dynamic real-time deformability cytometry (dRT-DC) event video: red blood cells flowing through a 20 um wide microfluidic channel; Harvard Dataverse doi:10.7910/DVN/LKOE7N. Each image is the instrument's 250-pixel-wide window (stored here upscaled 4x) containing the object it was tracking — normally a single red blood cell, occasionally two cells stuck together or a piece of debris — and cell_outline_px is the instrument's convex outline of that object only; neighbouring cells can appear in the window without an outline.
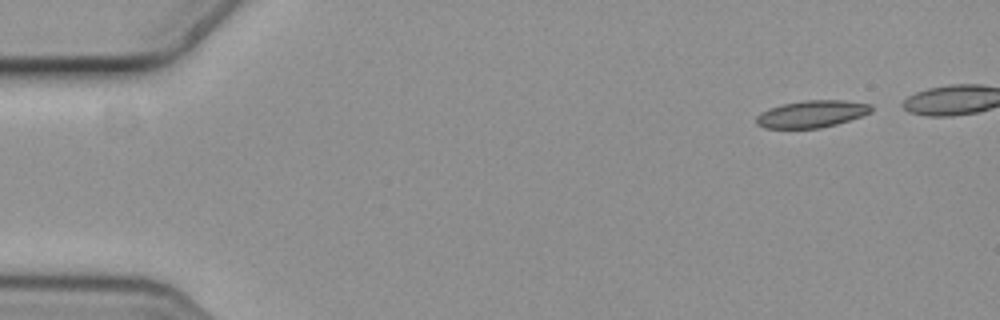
{"species": "common noctule bat (a hibernating species)", "species_latin": "Nyctalus noctula", "temperature_condition": "cold", "stored_images_in_passage": 6, "segment_of_instrument_passage": [1, 2], "camera_frame_rate_fps": 3000, "um_per_image_px": 0.085, "animal": {"sex": "female", "body_mass_g": 19.3, "forearm_length_mm": 54.1}, "frame": {"image": 1, "passage_image": 1, "time_ms": 0.0, "image_size_px": [1000, 320], "cell_outline_px": [[872, 112], [836, 124], [820, 128], [764, 128], [756, 124], [756, 116], [760, 112], [768, 108], [784, 104], [804, 100], [840, 100], [872, 104]], "centroid_in_image_um": [68.97, 9.68], "position_along_channel_um": 16.0, "area_um2": 18.09}}
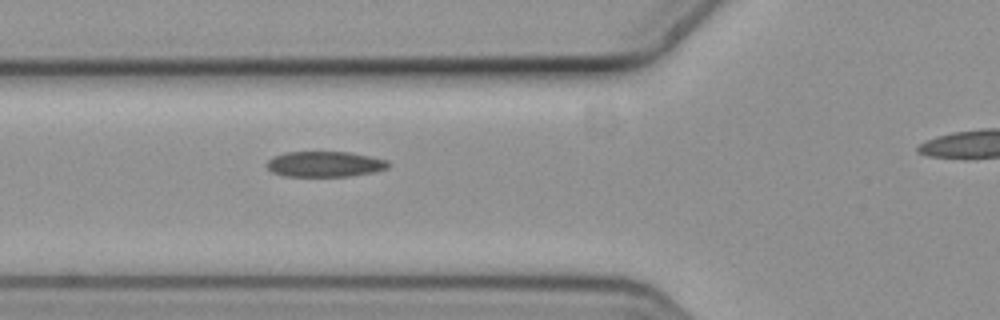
{"frame": {"image": 2, "passage_image": 5, "time_ms": 1.333, "image_size_px": [1000, 320], "cell_outline_px": [[392, 164], [388, 168], [376, 172], [352, 176], [284, 176], [272, 172], [264, 164], [272, 156], [284, 152], [352, 152], [388, 160]], "centroid_in_image_um": [27.63, 13.95], "position_along_channel_um": 98.2, "area_um2": 18.44}}